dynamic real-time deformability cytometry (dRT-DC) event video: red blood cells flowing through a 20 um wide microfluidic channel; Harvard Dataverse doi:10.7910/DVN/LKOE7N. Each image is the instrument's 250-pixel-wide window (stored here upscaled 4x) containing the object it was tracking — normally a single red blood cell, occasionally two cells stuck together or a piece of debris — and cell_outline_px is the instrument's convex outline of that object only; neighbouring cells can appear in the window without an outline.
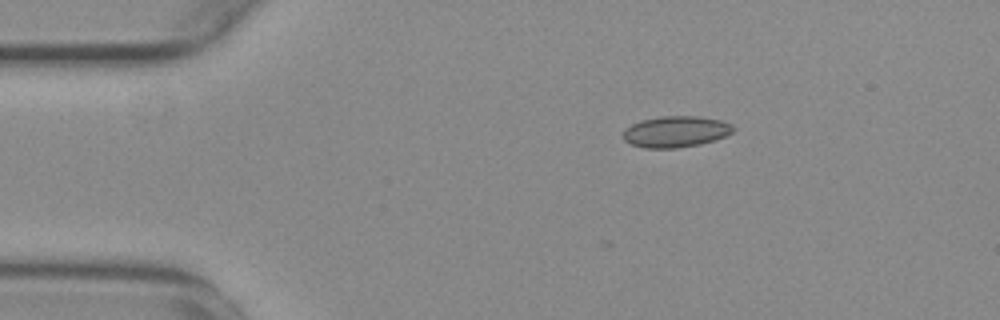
{"species": "common noctule bat (a hibernating species)", "species_latin": "Nyctalus noctula", "temperature_condition": "warm", "stored_images_in_passage": 46, "camera_frame_rate_fps": 3000, "um_per_image_px": 0.085, "animal": {"sex": "female", "body_mass_g": 29.2, "forearm_length_mm": 56.3}, "frame": {"image": 1, "passage_image": 1, "time_ms": 0.0, "image_size_px": [1000, 320], "cell_outline_px": [[736, 128], [732, 132], [716, 140], [700, 144], [676, 148], [644, 148], [632, 144], [624, 140], [624, 128], [640, 120], [660, 116], [696, 116], [720, 120], [732, 124]], "centroid_in_image_um": [57.44, 11.19], "position_along_channel_um": 27.6, "area_um2": 20.06}}
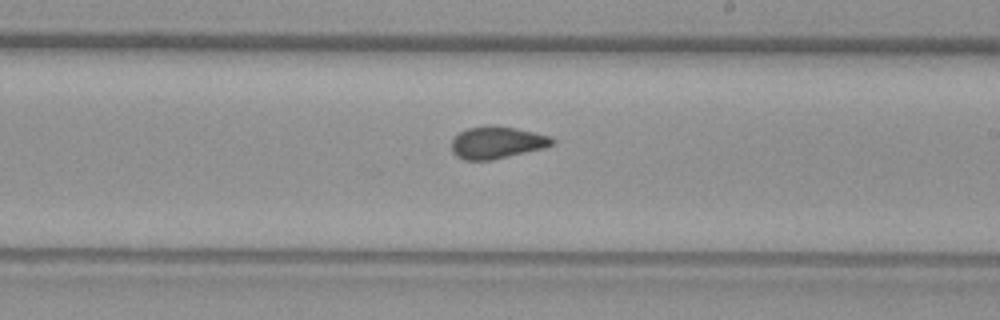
{"frame": {"image": 2, "passage_image": 23, "time_ms": 7.333, "image_size_px": [1000, 320], "cell_outline_px": [[556, 140], [552, 144], [544, 148], [492, 160], [464, 160], [456, 156], [452, 152], [452, 140], [460, 132], [468, 128], [488, 124], [516, 128], [552, 136]], "centroid_in_image_um": [42.24, 12.11], "position_along_channel_um": 246.8, "area_um2": 18.96}}
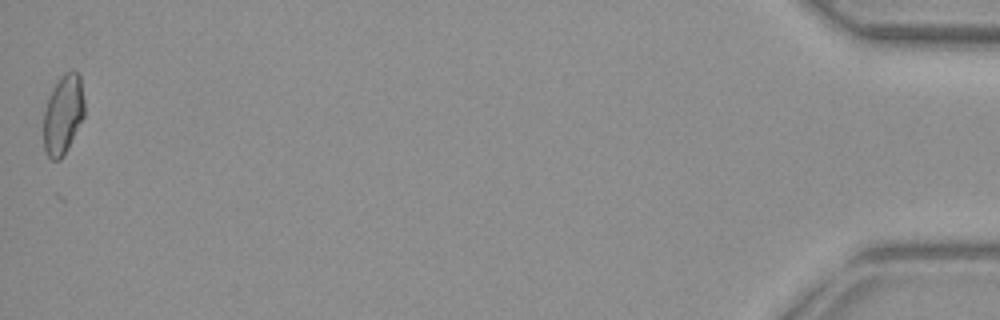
{"frame": {"image": 3, "passage_image": 46, "time_ms": 15.0, "image_size_px": [1000, 320], "cell_outline_px": [[84, 116], [60, 160], [52, 160], [48, 156], [44, 148], [44, 112], [48, 100], [60, 76], [64, 72], [72, 68], [80, 72], [84, 100]], "centroid_in_image_um": [5.38, 9.66], "position_along_channel_um": 429.8, "area_um2": 18.73}, "authors_computed_cell_mechanics": {"area_um2": 18.785, "velocity_mm_per_s": 3.7676, "shape_relaxation_time_tau1_ms": null, "shape_relaxation_time_tau2_ms": 1.2556, "deformation_change_tau1": null, "deformation_change_tau2": 0.0747}}